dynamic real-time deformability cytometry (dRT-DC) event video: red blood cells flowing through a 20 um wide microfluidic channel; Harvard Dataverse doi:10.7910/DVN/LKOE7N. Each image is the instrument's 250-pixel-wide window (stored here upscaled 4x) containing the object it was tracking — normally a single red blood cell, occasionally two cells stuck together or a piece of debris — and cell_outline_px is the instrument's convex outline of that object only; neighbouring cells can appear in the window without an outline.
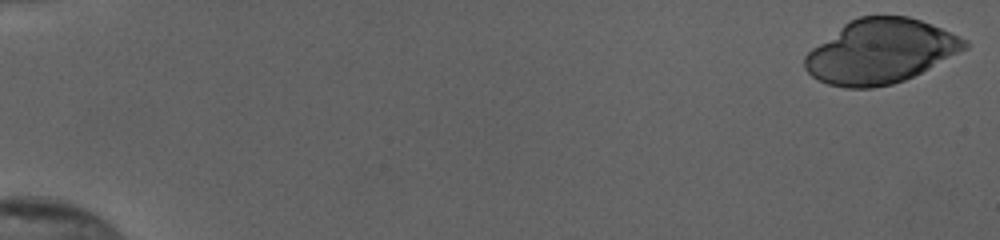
{"species": "human", "species_latin": "Homo sapiens", "temperature_condition": "cold", "stored_images_in_passage": 22, "camera_frame_rate_fps": 3000, "um_per_image_px": 0.085, "donor": {"sex": "female"}, "frame": {"image": 1, "passage_image": 1, "time_ms": 0.0, "image_size_px": [1000, 240], "cell_outline_px": [[968, 48], [904, 80], [892, 84], [872, 88], [844, 88], [828, 84], [812, 76], [804, 68], [804, 56], [812, 48], [848, 20], [860, 16], [908, 16], [932, 24], [960, 36], [968, 40]], "centroid_in_image_um": [74.82, 4.36], "position_along_channel_um": 10.2, "area_um2": 59.59}}
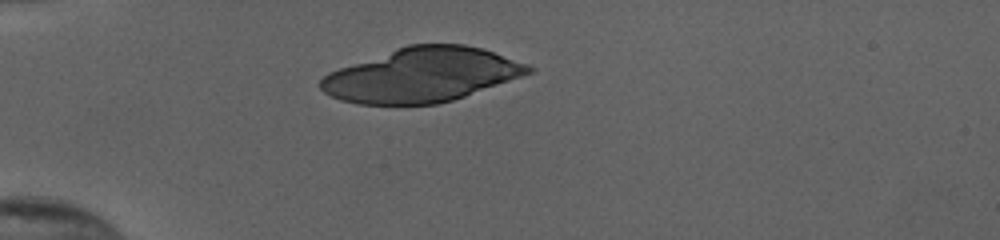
{"frame": {"image": 2, "passage_image": 16, "time_ms": 5.0, "image_size_px": [1000, 240], "cell_outline_px": [[536, 68], [532, 72], [464, 96], [452, 100], [436, 104], [356, 104], [340, 100], [324, 92], [320, 88], [320, 80], [328, 72], [396, 48], [408, 44], [464, 44], [480, 48], [528, 64]], "centroid_in_image_um": [35.82, 6.37], "position_along_channel_um": 49.2, "area_um2": 64.97}}